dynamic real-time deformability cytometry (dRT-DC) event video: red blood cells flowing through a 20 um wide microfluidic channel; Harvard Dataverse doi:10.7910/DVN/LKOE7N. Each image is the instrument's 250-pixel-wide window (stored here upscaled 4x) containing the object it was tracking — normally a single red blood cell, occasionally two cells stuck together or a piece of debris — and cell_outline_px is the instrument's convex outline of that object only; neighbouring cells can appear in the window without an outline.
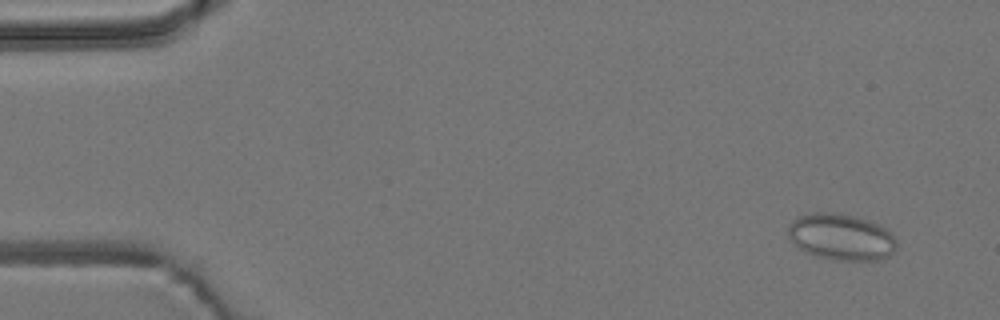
{"species": "common noctule bat (a hibernating species)", "species_latin": "Nyctalus noctula", "temperature_condition": "room temperature", "stored_images_in_passage": 19, "camera_frame_rate_fps": 3000, "um_per_image_px": 0.085, "animal": {"sex": "male", "body_mass_g": 19.2, "forearm_length_mm": 51.8}, "frame": {"image": 1, "passage_image": 4, "time_ms": 1.0, "image_size_px": [1000, 320], "cell_outline_px": [[896, 248], [888, 256], [880, 260], [832, 260], [816, 256], [804, 252], [796, 248], [788, 236], [788, 228], [792, 220], [796, 216], [812, 212], [824, 212], [852, 216], [868, 220], [884, 228], [896, 240]], "centroid_in_image_um": [71.43, 20.16], "position_along_channel_um": 13.6, "area_um2": 29.36}}
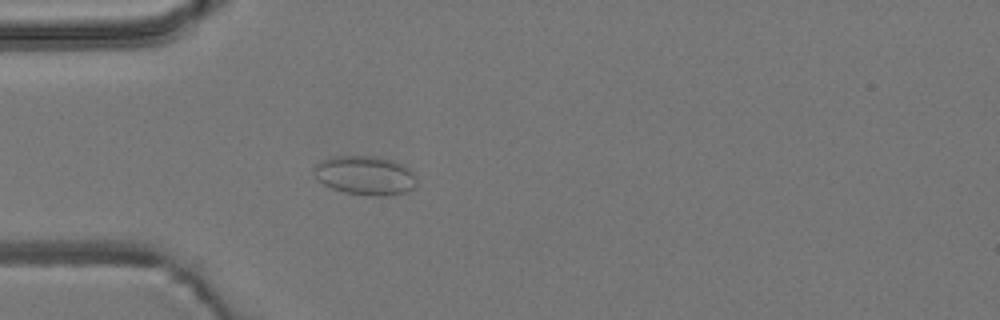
{"frame": {"image": 2, "passage_image": 16, "time_ms": 5.0, "image_size_px": [1000, 320], "cell_outline_px": [[416, 184], [408, 192], [388, 196], [372, 196], [344, 192], [332, 188], [324, 184], [316, 176], [312, 168], [316, 164], [332, 156], [376, 156], [392, 160], [404, 164], [416, 172]], "centroid_in_image_um": [31.1, 14.91], "position_along_channel_um": 53.9, "area_um2": 23.64}}